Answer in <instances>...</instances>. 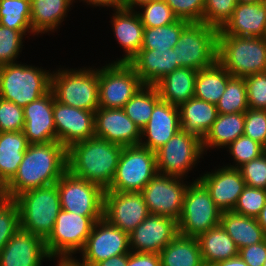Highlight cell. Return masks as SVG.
<instances>
[{"mask_svg":"<svg viewBox=\"0 0 266 266\" xmlns=\"http://www.w3.org/2000/svg\"><path fill=\"white\" fill-rule=\"evenodd\" d=\"M67 171V149L59 142L29 144L14 177L7 183L9 199L55 184Z\"/></svg>","mask_w":266,"mask_h":266,"instance_id":"obj_1","label":"cell"},{"mask_svg":"<svg viewBox=\"0 0 266 266\" xmlns=\"http://www.w3.org/2000/svg\"><path fill=\"white\" fill-rule=\"evenodd\" d=\"M122 150V146L96 136L77 142L67 149V170L107 190Z\"/></svg>","mask_w":266,"mask_h":266,"instance_id":"obj_2","label":"cell"},{"mask_svg":"<svg viewBox=\"0 0 266 266\" xmlns=\"http://www.w3.org/2000/svg\"><path fill=\"white\" fill-rule=\"evenodd\" d=\"M14 201L19 210L20 229L45 241L51 234L56 217L61 211L57 184L25 191Z\"/></svg>","mask_w":266,"mask_h":266,"instance_id":"obj_3","label":"cell"},{"mask_svg":"<svg viewBox=\"0 0 266 266\" xmlns=\"http://www.w3.org/2000/svg\"><path fill=\"white\" fill-rule=\"evenodd\" d=\"M217 61L236 77L266 72V40L263 37L218 35Z\"/></svg>","mask_w":266,"mask_h":266,"instance_id":"obj_4","label":"cell"},{"mask_svg":"<svg viewBox=\"0 0 266 266\" xmlns=\"http://www.w3.org/2000/svg\"><path fill=\"white\" fill-rule=\"evenodd\" d=\"M50 90L64 105L95 112L99 108V68H59L51 74Z\"/></svg>","mask_w":266,"mask_h":266,"instance_id":"obj_5","label":"cell"},{"mask_svg":"<svg viewBox=\"0 0 266 266\" xmlns=\"http://www.w3.org/2000/svg\"><path fill=\"white\" fill-rule=\"evenodd\" d=\"M51 72L25 65L7 64L0 67V97L24 108L51 89Z\"/></svg>","mask_w":266,"mask_h":266,"instance_id":"obj_6","label":"cell"},{"mask_svg":"<svg viewBox=\"0 0 266 266\" xmlns=\"http://www.w3.org/2000/svg\"><path fill=\"white\" fill-rule=\"evenodd\" d=\"M103 216H81L64 209L58 213L53 230L45 240L48 255L53 259H73L85 246L96 221Z\"/></svg>","mask_w":266,"mask_h":266,"instance_id":"obj_7","label":"cell"},{"mask_svg":"<svg viewBox=\"0 0 266 266\" xmlns=\"http://www.w3.org/2000/svg\"><path fill=\"white\" fill-rule=\"evenodd\" d=\"M222 211L211 199L205 185L199 180L189 182L183 209L178 220L179 235L197 237L220 224Z\"/></svg>","mask_w":266,"mask_h":266,"instance_id":"obj_8","label":"cell"},{"mask_svg":"<svg viewBox=\"0 0 266 266\" xmlns=\"http://www.w3.org/2000/svg\"><path fill=\"white\" fill-rule=\"evenodd\" d=\"M218 31L203 22L189 23L174 47L177 64L196 71L212 66L217 61Z\"/></svg>","mask_w":266,"mask_h":266,"instance_id":"obj_9","label":"cell"},{"mask_svg":"<svg viewBox=\"0 0 266 266\" xmlns=\"http://www.w3.org/2000/svg\"><path fill=\"white\" fill-rule=\"evenodd\" d=\"M157 173L156 152L140 145L123 147L114 178L105 191L141 192Z\"/></svg>","mask_w":266,"mask_h":266,"instance_id":"obj_10","label":"cell"},{"mask_svg":"<svg viewBox=\"0 0 266 266\" xmlns=\"http://www.w3.org/2000/svg\"><path fill=\"white\" fill-rule=\"evenodd\" d=\"M203 154L202 140L180 130L156 151L157 171L163 175L186 178Z\"/></svg>","mask_w":266,"mask_h":266,"instance_id":"obj_11","label":"cell"},{"mask_svg":"<svg viewBox=\"0 0 266 266\" xmlns=\"http://www.w3.org/2000/svg\"><path fill=\"white\" fill-rule=\"evenodd\" d=\"M144 84L125 62H111L99 69V108H123Z\"/></svg>","mask_w":266,"mask_h":266,"instance_id":"obj_12","label":"cell"},{"mask_svg":"<svg viewBox=\"0 0 266 266\" xmlns=\"http://www.w3.org/2000/svg\"><path fill=\"white\" fill-rule=\"evenodd\" d=\"M56 184L61 209L81 216H103L105 190L99 185L76 177L68 170Z\"/></svg>","mask_w":266,"mask_h":266,"instance_id":"obj_13","label":"cell"},{"mask_svg":"<svg viewBox=\"0 0 266 266\" xmlns=\"http://www.w3.org/2000/svg\"><path fill=\"white\" fill-rule=\"evenodd\" d=\"M185 178L157 173L142 189L150 214L167 216L178 221L182 214L188 183Z\"/></svg>","mask_w":266,"mask_h":266,"instance_id":"obj_14","label":"cell"},{"mask_svg":"<svg viewBox=\"0 0 266 266\" xmlns=\"http://www.w3.org/2000/svg\"><path fill=\"white\" fill-rule=\"evenodd\" d=\"M130 252L129 234L102 218L95 222L84 248L79 252L82 261L76 257L73 259L81 266H94L115 255Z\"/></svg>","mask_w":266,"mask_h":266,"instance_id":"obj_15","label":"cell"},{"mask_svg":"<svg viewBox=\"0 0 266 266\" xmlns=\"http://www.w3.org/2000/svg\"><path fill=\"white\" fill-rule=\"evenodd\" d=\"M149 214L141 192H104L103 218L128 234Z\"/></svg>","mask_w":266,"mask_h":266,"instance_id":"obj_16","label":"cell"},{"mask_svg":"<svg viewBox=\"0 0 266 266\" xmlns=\"http://www.w3.org/2000/svg\"><path fill=\"white\" fill-rule=\"evenodd\" d=\"M178 234V221L149 214L129 234L130 251L159 254Z\"/></svg>","mask_w":266,"mask_h":266,"instance_id":"obj_17","label":"cell"},{"mask_svg":"<svg viewBox=\"0 0 266 266\" xmlns=\"http://www.w3.org/2000/svg\"><path fill=\"white\" fill-rule=\"evenodd\" d=\"M53 118L57 142L66 149L95 136V112L64 105L54 99Z\"/></svg>","mask_w":266,"mask_h":266,"instance_id":"obj_18","label":"cell"},{"mask_svg":"<svg viewBox=\"0 0 266 266\" xmlns=\"http://www.w3.org/2000/svg\"><path fill=\"white\" fill-rule=\"evenodd\" d=\"M94 124L96 137L122 147L140 144L141 130L122 108H98Z\"/></svg>","mask_w":266,"mask_h":266,"instance_id":"obj_19","label":"cell"},{"mask_svg":"<svg viewBox=\"0 0 266 266\" xmlns=\"http://www.w3.org/2000/svg\"><path fill=\"white\" fill-rule=\"evenodd\" d=\"M208 189L211 199L222 211H233L246 182L237 168L225 165L197 177Z\"/></svg>","mask_w":266,"mask_h":266,"instance_id":"obj_20","label":"cell"},{"mask_svg":"<svg viewBox=\"0 0 266 266\" xmlns=\"http://www.w3.org/2000/svg\"><path fill=\"white\" fill-rule=\"evenodd\" d=\"M54 99L50 90L23 108L25 119L23 133L29 144L57 141L53 118Z\"/></svg>","mask_w":266,"mask_h":266,"instance_id":"obj_21","label":"cell"},{"mask_svg":"<svg viewBox=\"0 0 266 266\" xmlns=\"http://www.w3.org/2000/svg\"><path fill=\"white\" fill-rule=\"evenodd\" d=\"M180 130L178 106L160 100L154 106L147 125L141 130L139 145L156 152Z\"/></svg>","mask_w":266,"mask_h":266,"instance_id":"obj_22","label":"cell"},{"mask_svg":"<svg viewBox=\"0 0 266 266\" xmlns=\"http://www.w3.org/2000/svg\"><path fill=\"white\" fill-rule=\"evenodd\" d=\"M48 255L45 241L19 229L0 251V266H42Z\"/></svg>","mask_w":266,"mask_h":266,"instance_id":"obj_23","label":"cell"},{"mask_svg":"<svg viewBox=\"0 0 266 266\" xmlns=\"http://www.w3.org/2000/svg\"><path fill=\"white\" fill-rule=\"evenodd\" d=\"M144 85L155 86L168 73L180 66L174 48L168 50L140 49L129 61Z\"/></svg>","mask_w":266,"mask_h":266,"instance_id":"obj_24","label":"cell"},{"mask_svg":"<svg viewBox=\"0 0 266 266\" xmlns=\"http://www.w3.org/2000/svg\"><path fill=\"white\" fill-rule=\"evenodd\" d=\"M266 27V0L260 3H238L218 35L263 37Z\"/></svg>","mask_w":266,"mask_h":266,"instance_id":"obj_25","label":"cell"},{"mask_svg":"<svg viewBox=\"0 0 266 266\" xmlns=\"http://www.w3.org/2000/svg\"><path fill=\"white\" fill-rule=\"evenodd\" d=\"M114 12L113 20H111L113 34L125 52L123 58L114 62L129 63L142 48L144 26L136 10L121 7L114 9Z\"/></svg>","mask_w":266,"mask_h":266,"instance_id":"obj_26","label":"cell"},{"mask_svg":"<svg viewBox=\"0 0 266 266\" xmlns=\"http://www.w3.org/2000/svg\"><path fill=\"white\" fill-rule=\"evenodd\" d=\"M178 109L181 130L192 133L201 140L211 129L218 115L216 105L196 97L180 104Z\"/></svg>","mask_w":266,"mask_h":266,"instance_id":"obj_27","label":"cell"},{"mask_svg":"<svg viewBox=\"0 0 266 266\" xmlns=\"http://www.w3.org/2000/svg\"><path fill=\"white\" fill-rule=\"evenodd\" d=\"M203 263L213 266L215 263L230 259L239 254V249L221 224L196 237Z\"/></svg>","mask_w":266,"mask_h":266,"instance_id":"obj_28","label":"cell"},{"mask_svg":"<svg viewBox=\"0 0 266 266\" xmlns=\"http://www.w3.org/2000/svg\"><path fill=\"white\" fill-rule=\"evenodd\" d=\"M197 72L191 68L179 67L168 73L155 85L160 99L176 106L192 99Z\"/></svg>","mask_w":266,"mask_h":266,"instance_id":"obj_29","label":"cell"},{"mask_svg":"<svg viewBox=\"0 0 266 266\" xmlns=\"http://www.w3.org/2000/svg\"><path fill=\"white\" fill-rule=\"evenodd\" d=\"M75 0H34L31 3V26L38 34L54 32L67 17Z\"/></svg>","mask_w":266,"mask_h":266,"instance_id":"obj_30","label":"cell"},{"mask_svg":"<svg viewBox=\"0 0 266 266\" xmlns=\"http://www.w3.org/2000/svg\"><path fill=\"white\" fill-rule=\"evenodd\" d=\"M244 113H218L211 129L202 139L203 152L209 148H226L244 134Z\"/></svg>","mask_w":266,"mask_h":266,"instance_id":"obj_31","label":"cell"},{"mask_svg":"<svg viewBox=\"0 0 266 266\" xmlns=\"http://www.w3.org/2000/svg\"><path fill=\"white\" fill-rule=\"evenodd\" d=\"M220 224L235 242L238 249L260 243L266 239L257 218L226 211L221 214Z\"/></svg>","mask_w":266,"mask_h":266,"instance_id":"obj_32","label":"cell"},{"mask_svg":"<svg viewBox=\"0 0 266 266\" xmlns=\"http://www.w3.org/2000/svg\"><path fill=\"white\" fill-rule=\"evenodd\" d=\"M28 146L23 131L0 132V176L6 183L16 174Z\"/></svg>","mask_w":266,"mask_h":266,"instance_id":"obj_33","label":"cell"},{"mask_svg":"<svg viewBox=\"0 0 266 266\" xmlns=\"http://www.w3.org/2000/svg\"><path fill=\"white\" fill-rule=\"evenodd\" d=\"M159 257L161 266H205L196 237L178 234Z\"/></svg>","mask_w":266,"mask_h":266,"instance_id":"obj_34","label":"cell"},{"mask_svg":"<svg viewBox=\"0 0 266 266\" xmlns=\"http://www.w3.org/2000/svg\"><path fill=\"white\" fill-rule=\"evenodd\" d=\"M231 76L218 61L210 67L200 69L195 78L194 97L216 105Z\"/></svg>","mask_w":266,"mask_h":266,"instance_id":"obj_35","label":"cell"},{"mask_svg":"<svg viewBox=\"0 0 266 266\" xmlns=\"http://www.w3.org/2000/svg\"><path fill=\"white\" fill-rule=\"evenodd\" d=\"M160 100V94L156 86L143 85L122 109L140 130H142L147 125L154 106Z\"/></svg>","mask_w":266,"mask_h":266,"instance_id":"obj_36","label":"cell"},{"mask_svg":"<svg viewBox=\"0 0 266 266\" xmlns=\"http://www.w3.org/2000/svg\"><path fill=\"white\" fill-rule=\"evenodd\" d=\"M31 3L28 0H0V25L37 35L31 26Z\"/></svg>","mask_w":266,"mask_h":266,"instance_id":"obj_37","label":"cell"},{"mask_svg":"<svg viewBox=\"0 0 266 266\" xmlns=\"http://www.w3.org/2000/svg\"><path fill=\"white\" fill-rule=\"evenodd\" d=\"M189 24L185 20H177L162 27H144L141 49L168 50L177 45L180 34Z\"/></svg>","mask_w":266,"mask_h":266,"instance_id":"obj_38","label":"cell"},{"mask_svg":"<svg viewBox=\"0 0 266 266\" xmlns=\"http://www.w3.org/2000/svg\"><path fill=\"white\" fill-rule=\"evenodd\" d=\"M220 114L244 113L248 107L246 82L243 77L231 76L226 90L216 104Z\"/></svg>","mask_w":266,"mask_h":266,"instance_id":"obj_39","label":"cell"},{"mask_svg":"<svg viewBox=\"0 0 266 266\" xmlns=\"http://www.w3.org/2000/svg\"><path fill=\"white\" fill-rule=\"evenodd\" d=\"M139 8L143 10L136 13L144 27H162L178 20L165 0H156Z\"/></svg>","mask_w":266,"mask_h":266,"instance_id":"obj_40","label":"cell"},{"mask_svg":"<svg viewBox=\"0 0 266 266\" xmlns=\"http://www.w3.org/2000/svg\"><path fill=\"white\" fill-rule=\"evenodd\" d=\"M232 159H234V164L231 163L226 165L230 168H239L243 164L250 162L252 159L258 158L264 153L265 148L258 142L252 140L244 135L238 137L233 141L228 147Z\"/></svg>","mask_w":266,"mask_h":266,"instance_id":"obj_41","label":"cell"},{"mask_svg":"<svg viewBox=\"0 0 266 266\" xmlns=\"http://www.w3.org/2000/svg\"><path fill=\"white\" fill-rule=\"evenodd\" d=\"M24 37L20 31L0 25V67L17 63Z\"/></svg>","mask_w":266,"mask_h":266,"instance_id":"obj_42","label":"cell"},{"mask_svg":"<svg viewBox=\"0 0 266 266\" xmlns=\"http://www.w3.org/2000/svg\"><path fill=\"white\" fill-rule=\"evenodd\" d=\"M20 229L19 210L14 199L0 201V251Z\"/></svg>","mask_w":266,"mask_h":266,"instance_id":"obj_43","label":"cell"},{"mask_svg":"<svg viewBox=\"0 0 266 266\" xmlns=\"http://www.w3.org/2000/svg\"><path fill=\"white\" fill-rule=\"evenodd\" d=\"M237 0H205L203 23L220 30L230 19Z\"/></svg>","mask_w":266,"mask_h":266,"instance_id":"obj_44","label":"cell"},{"mask_svg":"<svg viewBox=\"0 0 266 266\" xmlns=\"http://www.w3.org/2000/svg\"><path fill=\"white\" fill-rule=\"evenodd\" d=\"M266 204V189L246 186L240 194L233 212L257 218Z\"/></svg>","mask_w":266,"mask_h":266,"instance_id":"obj_45","label":"cell"},{"mask_svg":"<svg viewBox=\"0 0 266 266\" xmlns=\"http://www.w3.org/2000/svg\"><path fill=\"white\" fill-rule=\"evenodd\" d=\"M244 136L266 149V110L249 108L244 112Z\"/></svg>","mask_w":266,"mask_h":266,"instance_id":"obj_46","label":"cell"},{"mask_svg":"<svg viewBox=\"0 0 266 266\" xmlns=\"http://www.w3.org/2000/svg\"><path fill=\"white\" fill-rule=\"evenodd\" d=\"M248 107L266 110V72L244 77Z\"/></svg>","mask_w":266,"mask_h":266,"instance_id":"obj_47","label":"cell"},{"mask_svg":"<svg viewBox=\"0 0 266 266\" xmlns=\"http://www.w3.org/2000/svg\"><path fill=\"white\" fill-rule=\"evenodd\" d=\"M24 122L23 108L0 97V132L23 131Z\"/></svg>","mask_w":266,"mask_h":266,"instance_id":"obj_48","label":"cell"},{"mask_svg":"<svg viewBox=\"0 0 266 266\" xmlns=\"http://www.w3.org/2000/svg\"><path fill=\"white\" fill-rule=\"evenodd\" d=\"M179 20L203 22L205 0H165Z\"/></svg>","mask_w":266,"mask_h":266,"instance_id":"obj_49","label":"cell"},{"mask_svg":"<svg viewBox=\"0 0 266 266\" xmlns=\"http://www.w3.org/2000/svg\"><path fill=\"white\" fill-rule=\"evenodd\" d=\"M242 178L246 182V186L266 189V156L264 153L258 158L252 159L240 166Z\"/></svg>","mask_w":266,"mask_h":266,"instance_id":"obj_50","label":"cell"},{"mask_svg":"<svg viewBox=\"0 0 266 266\" xmlns=\"http://www.w3.org/2000/svg\"><path fill=\"white\" fill-rule=\"evenodd\" d=\"M248 266H263L266 259V239L239 249L238 254Z\"/></svg>","mask_w":266,"mask_h":266,"instance_id":"obj_51","label":"cell"},{"mask_svg":"<svg viewBox=\"0 0 266 266\" xmlns=\"http://www.w3.org/2000/svg\"><path fill=\"white\" fill-rule=\"evenodd\" d=\"M127 266H161L159 254L139 253L131 251L128 254Z\"/></svg>","mask_w":266,"mask_h":266,"instance_id":"obj_52","label":"cell"},{"mask_svg":"<svg viewBox=\"0 0 266 266\" xmlns=\"http://www.w3.org/2000/svg\"><path fill=\"white\" fill-rule=\"evenodd\" d=\"M127 264H128V254H121L100 261L94 266H127Z\"/></svg>","mask_w":266,"mask_h":266,"instance_id":"obj_53","label":"cell"},{"mask_svg":"<svg viewBox=\"0 0 266 266\" xmlns=\"http://www.w3.org/2000/svg\"><path fill=\"white\" fill-rule=\"evenodd\" d=\"M86 2L90 6H101V7H113V9L121 8L123 0H80Z\"/></svg>","mask_w":266,"mask_h":266,"instance_id":"obj_54","label":"cell"},{"mask_svg":"<svg viewBox=\"0 0 266 266\" xmlns=\"http://www.w3.org/2000/svg\"><path fill=\"white\" fill-rule=\"evenodd\" d=\"M213 266H248V265L239 255H237L230 259L217 262Z\"/></svg>","mask_w":266,"mask_h":266,"instance_id":"obj_55","label":"cell"},{"mask_svg":"<svg viewBox=\"0 0 266 266\" xmlns=\"http://www.w3.org/2000/svg\"><path fill=\"white\" fill-rule=\"evenodd\" d=\"M156 0H123L122 7L128 10H135L144 4L151 3ZM135 7V8H134Z\"/></svg>","mask_w":266,"mask_h":266,"instance_id":"obj_56","label":"cell"},{"mask_svg":"<svg viewBox=\"0 0 266 266\" xmlns=\"http://www.w3.org/2000/svg\"><path fill=\"white\" fill-rule=\"evenodd\" d=\"M257 221L266 235V204L261 209V212H260L259 216L257 217Z\"/></svg>","mask_w":266,"mask_h":266,"instance_id":"obj_57","label":"cell"},{"mask_svg":"<svg viewBox=\"0 0 266 266\" xmlns=\"http://www.w3.org/2000/svg\"><path fill=\"white\" fill-rule=\"evenodd\" d=\"M9 199L7 191V183L0 176V201Z\"/></svg>","mask_w":266,"mask_h":266,"instance_id":"obj_58","label":"cell"},{"mask_svg":"<svg viewBox=\"0 0 266 266\" xmlns=\"http://www.w3.org/2000/svg\"><path fill=\"white\" fill-rule=\"evenodd\" d=\"M57 266H81L74 259H57Z\"/></svg>","mask_w":266,"mask_h":266,"instance_id":"obj_59","label":"cell"},{"mask_svg":"<svg viewBox=\"0 0 266 266\" xmlns=\"http://www.w3.org/2000/svg\"><path fill=\"white\" fill-rule=\"evenodd\" d=\"M238 3H260L265 0H237Z\"/></svg>","mask_w":266,"mask_h":266,"instance_id":"obj_60","label":"cell"},{"mask_svg":"<svg viewBox=\"0 0 266 266\" xmlns=\"http://www.w3.org/2000/svg\"><path fill=\"white\" fill-rule=\"evenodd\" d=\"M263 38L266 40V27H265V34H264Z\"/></svg>","mask_w":266,"mask_h":266,"instance_id":"obj_61","label":"cell"}]
</instances>
